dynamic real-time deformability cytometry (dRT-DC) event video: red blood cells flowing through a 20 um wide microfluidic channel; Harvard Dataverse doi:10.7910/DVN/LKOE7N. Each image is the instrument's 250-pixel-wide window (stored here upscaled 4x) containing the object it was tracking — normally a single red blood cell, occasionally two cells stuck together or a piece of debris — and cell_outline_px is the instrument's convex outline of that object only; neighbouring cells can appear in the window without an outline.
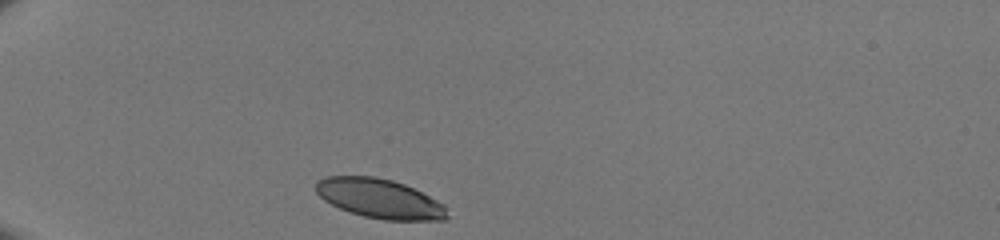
{"species": "human", "species_latin": "Homo sapiens", "temperature_condition": "room temperature", "stored_images_in_passage": 29, "camera_frame_rate_fps": 3000, "um_per_image_px": 0.085, "donor": {"sex": "male"}, "frame": {"image": 1, "passage_image": 1, "time_ms": 0.0, "image_size_px": [1000, 240], "cell_outline_px": [[448, 216], [444, 220], [384, 220], [364, 216], [348, 212], [324, 200], [316, 192], [316, 180], [328, 176], [376, 176], [392, 180], [404, 184], [444, 204]], "centroid_in_image_um": [32.24, 16.88], "position_along_channel_um": 52.8, "area_um2": 30.0}}
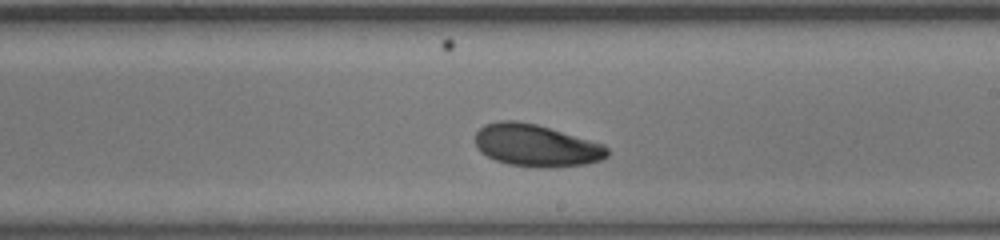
{"frame": {"image": 2, "passage_image": 17, "time_ms": 5.333, "image_size_px": [1000, 240], "cell_outline_px": [[608, 156], [600, 160], [584, 164], [548, 168], [540, 168], [508, 164], [496, 160], [480, 152], [476, 144], [476, 132], [484, 124], [500, 120], [516, 120], [536, 124], [604, 144], [608, 148]], "centroid_in_image_um": [45.56, 12.36], "position_along_channel_um": 243.4, "area_um2": 32.43}}
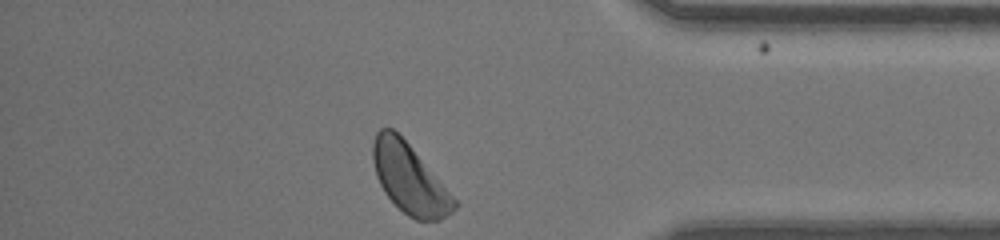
{"frame": {"image": 3, "passage_image": 29, "time_ms": 9.333, "image_size_px": [1000, 240], "cell_outline_px": [[460, 204], [452, 212], [440, 220], [416, 220], [408, 216], [384, 192], [376, 176], [372, 160], [372, 144], [376, 132], [380, 128], [392, 128], [408, 144]], "centroid_in_image_um": [34.79, 15.2], "position_along_channel_um": 400.4, "area_um2": 32.43}}